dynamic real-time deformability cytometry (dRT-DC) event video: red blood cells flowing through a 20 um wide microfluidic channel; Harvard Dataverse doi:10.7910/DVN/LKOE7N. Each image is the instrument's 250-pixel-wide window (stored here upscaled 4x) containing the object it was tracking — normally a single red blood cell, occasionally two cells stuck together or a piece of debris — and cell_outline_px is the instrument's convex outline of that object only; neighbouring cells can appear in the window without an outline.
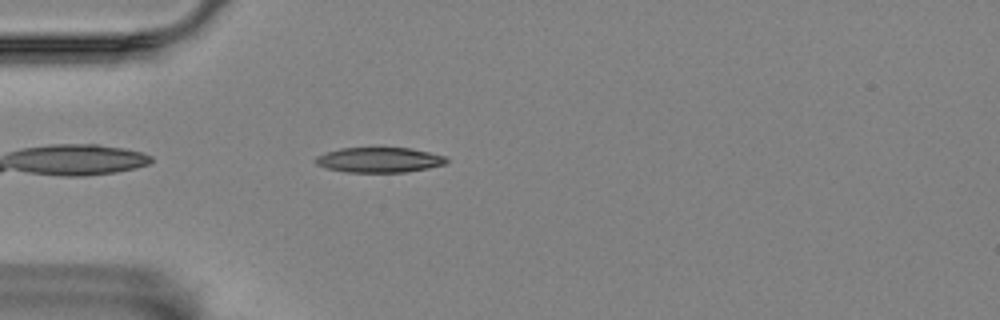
{"species": "Egyptian fruit bat (a non-hibernating species)", "species_latin": "Rousettus aegyptiacus", "temperature_condition": "room temperature", "stored_images_in_passage": 6, "camera_frame_rate_fps": 3000, "um_per_image_px": 0.085, "animal": {"sex": "female"}, "frame": {"image": 1, "passage_image": 6, "time_ms": 1.667, "image_size_px": [1000, 320], "cell_outline_px": [[448, 160], [444, 164], [428, 168], [404, 172], [344, 172], [328, 168], [316, 164], [312, 160], [316, 156], [340, 148], [412, 148], [444, 156]], "centroid_in_image_um": [32.2, 13.59], "position_along_channel_um": 52.8, "area_um2": 19.02}}